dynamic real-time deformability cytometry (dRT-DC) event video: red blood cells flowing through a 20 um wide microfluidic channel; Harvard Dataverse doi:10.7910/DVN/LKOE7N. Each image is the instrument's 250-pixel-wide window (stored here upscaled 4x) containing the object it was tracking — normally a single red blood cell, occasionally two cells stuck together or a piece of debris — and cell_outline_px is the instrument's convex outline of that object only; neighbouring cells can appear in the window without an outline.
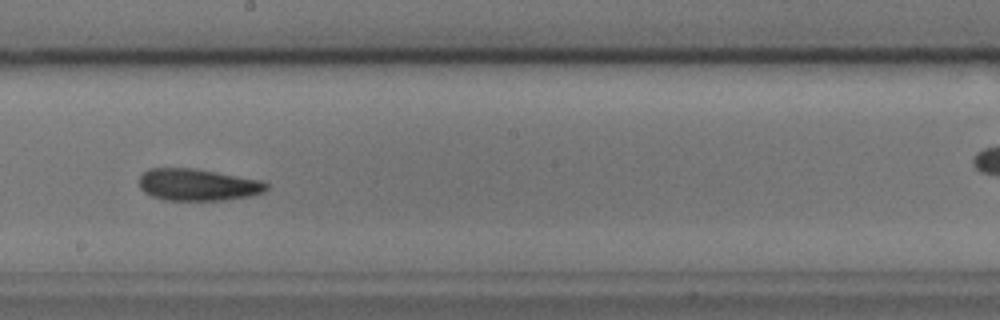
{"species": "common noctule bat (a hibernating species)", "species_latin": "Nyctalus noctula", "temperature_condition": "cold", "stored_images_in_passage": 39, "camera_frame_rate_fps": 3000, "um_per_image_px": 0.085, "animal": {"sex": "male", "body_mass_g": 17.9, "forearm_length_mm": 54.2}, "frame": {"image": 1, "passage_image": 17, "time_ms": 5.333, "image_size_px": [1000, 320], "cell_outline_px": [[268, 188], [264, 192], [248, 196], [220, 200], [164, 200], [152, 196], [144, 192], [140, 188], [140, 176], [148, 168], [196, 168], [264, 180], [268, 184]], "centroid_in_image_um": [16.83, 15.69], "position_along_channel_um": 231.4, "area_um2": 23.81}, "authors_computed_cell_mechanics": {"area_um2": 23.3512, "velocity_mm_per_s": 3.6334, "shape_relaxation_time_tau1_ms": 4.2773, "shape_relaxation_time_tau2_ms": 7.7535, "deformation_change_tau1": 0.1195, "deformation_change_tau2": 0.1267}}